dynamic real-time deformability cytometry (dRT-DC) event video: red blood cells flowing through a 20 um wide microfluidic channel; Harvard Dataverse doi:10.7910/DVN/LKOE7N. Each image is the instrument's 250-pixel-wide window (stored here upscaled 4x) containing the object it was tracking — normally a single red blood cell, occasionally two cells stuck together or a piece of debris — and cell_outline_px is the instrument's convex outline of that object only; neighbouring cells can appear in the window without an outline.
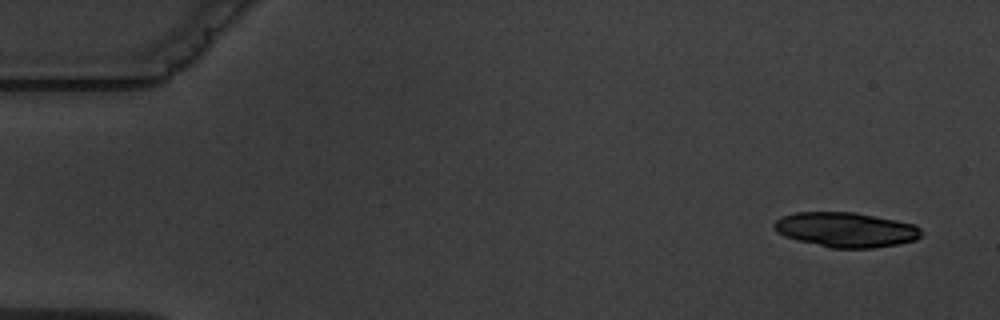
{"species": "common noctule bat (a hibernating species)", "species_latin": "Nyctalus noctula", "temperature_condition": "warm", "stored_images_in_passage": 5, "camera_frame_rate_fps": 3000, "um_per_image_px": 0.085, "animal": {"sex": "male", "body_mass_g": 19.5, "forearm_length_mm": 54.6}, "frame": {"image": 1, "passage_image": 1, "time_ms": 0.0, "image_size_px": [1000, 320], "cell_outline_px": [[924, 232], [916, 240], [896, 244], [872, 248], [832, 248], [796, 240], [784, 236], [776, 232], [772, 224], [776, 220], [784, 216], [796, 212], [856, 212], [916, 224]], "centroid_in_image_um": [71.91, 19.52], "position_along_channel_um": 13.1, "area_um2": 30.0}}